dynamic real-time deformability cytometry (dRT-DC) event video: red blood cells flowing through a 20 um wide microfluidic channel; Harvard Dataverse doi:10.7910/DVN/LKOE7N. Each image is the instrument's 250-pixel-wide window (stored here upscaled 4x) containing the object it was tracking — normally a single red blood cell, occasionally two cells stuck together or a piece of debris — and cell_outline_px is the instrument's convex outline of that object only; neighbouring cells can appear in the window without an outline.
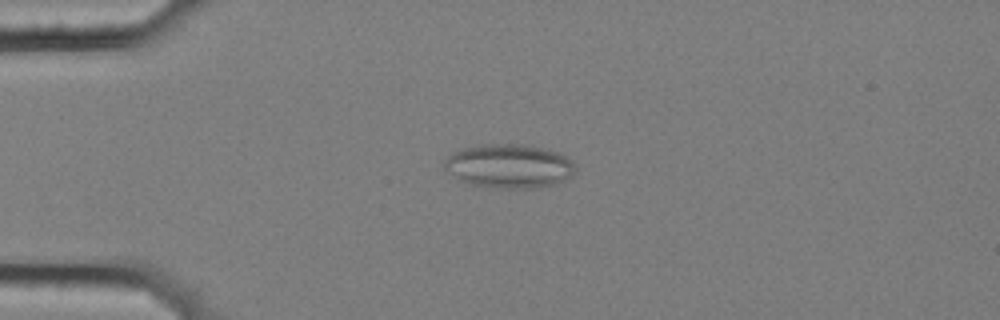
{"species": "common noctule bat (a hibernating species)", "species_latin": "Nyctalus noctula", "temperature_condition": "cold", "stored_images_in_passage": 58, "segment_of_instrument_passage": [1, 2], "camera_frame_rate_fps": 3000, "um_per_image_px": 0.085, "animal": {"sex": "female", "body_mass_g": 25.1}, "frame": {"image": 1, "passage_image": 15, "time_ms": 4.667, "image_size_px": [1000, 320], "cell_outline_px": [[576, 168], [572, 176], [556, 184], [532, 188], [500, 188], [468, 184], [460, 180], [444, 168], [444, 160], [452, 152], [476, 144], [524, 144], [560, 152], [568, 156], [572, 160]], "centroid_in_image_um": [43.29, 14.1], "position_along_channel_um": 41.7, "area_um2": 33.81}}